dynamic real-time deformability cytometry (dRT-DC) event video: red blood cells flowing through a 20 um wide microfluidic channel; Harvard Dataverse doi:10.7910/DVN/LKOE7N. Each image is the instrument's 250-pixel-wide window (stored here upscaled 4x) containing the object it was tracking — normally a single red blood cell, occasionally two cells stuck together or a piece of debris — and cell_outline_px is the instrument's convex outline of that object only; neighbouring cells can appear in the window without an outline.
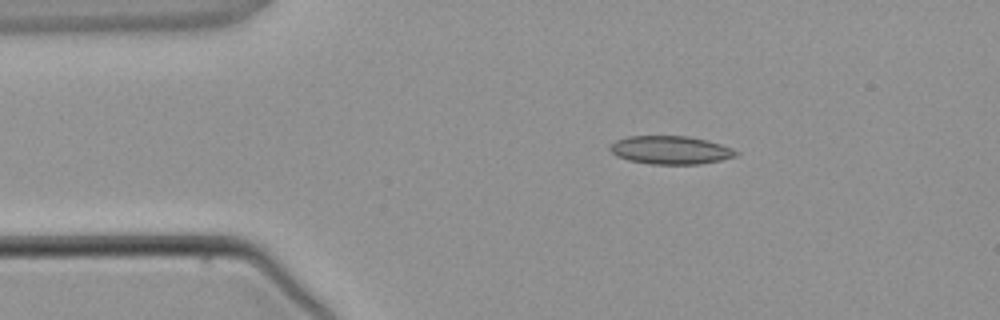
{"species": "common noctule bat (a hibernating species)", "species_latin": "Nyctalus noctula", "temperature_condition": "warm", "stored_images_in_passage": 2, "camera_frame_rate_fps": 3000, "um_per_image_px": 0.085, "animal": {"sex": "male", "body_mass_g": 21.5, "forearm_length_mm": 52.0}, "frame": {"image": 1, "passage_image": 1, "time_ms": 0.0, "image_size_px": [1000, 320], "cell_outline_px": [[740, 152], [736, 156], [720, 160], [700, 164], [648, 164], [628, 160], [616, 156], [608, 148], [616, 140], [628, 136], [688, 136], [708, 140], [732, 148]], "centroid_in_image_um": [56.99, 12.75], "position_along_channel_um": 28.0, "area_um2": 20.81}}